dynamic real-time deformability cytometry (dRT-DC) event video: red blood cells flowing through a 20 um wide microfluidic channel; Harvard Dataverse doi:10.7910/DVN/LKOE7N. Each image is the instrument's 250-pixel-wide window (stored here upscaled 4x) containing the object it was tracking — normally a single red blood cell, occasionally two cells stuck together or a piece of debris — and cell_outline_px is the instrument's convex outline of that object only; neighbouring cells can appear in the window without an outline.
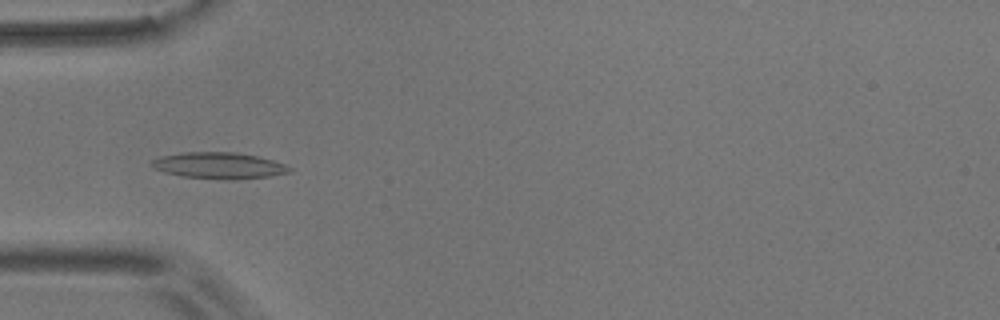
{"species": "common noctule bat (a hibernating species)", "species_latin": "Nyctalus noctula", "temperature_condition": "room temperature", "stored_images_in_passage": 44, "camera_frame_rate_fps": 3000, "um_per_image_px": 0.085, "animal": {"sex": "male", "body_mass_g": 17.9}, "frame": {"image": 1, "passage_image": 6, "time_ms": 1.667, "image_size_px": [1000, 320], "cell_outline_px": [[292, 172], [268, 176], [184, 176], [164, 172], [152, 168], [148, 164], [152, 160], [160, 156], [180, 152], [236, 152], [256, 156], [272, 160], [284, 164], [292, 168]], "centroid_in_image_um": [18.52, 14.0], "position_along_channel_um": 66.5, "area_um2": 19.94}}
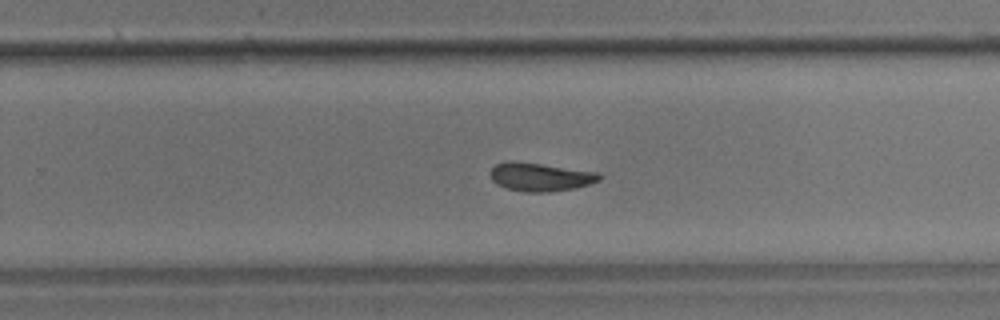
{"frame": {"image": 2, "passage_image": 24, "time_ms": 7.667, "image_size_px": [1000, 320], "cell_outline_px": [[600, 180], [576, 188], [548, 192], [524, 192], [508, 188], [496, 184], [492, 180], [492, 168], [496, 164], [508, 160], [512, 160], [600, 172]], "centroid_in_image_um": [45.93, 15.03], "position_along_channel_um": 283.9, "area_um2": 17.98}}
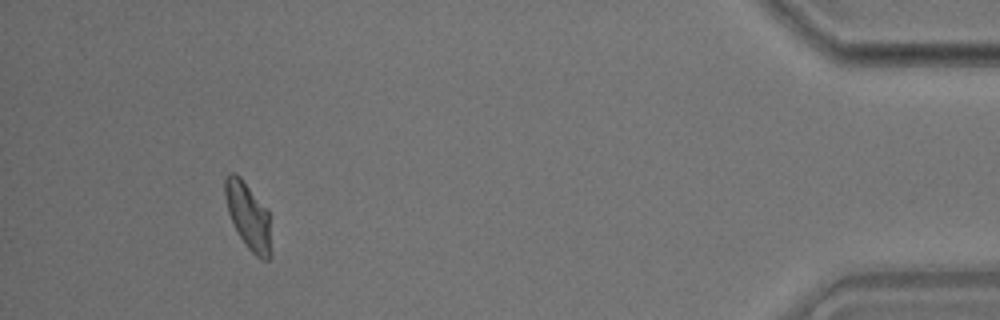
{"frame": {"image": 3, "passage_image": 40, "time_ms": 13.0, "image_size_px": [1000, 320], "cell_outline_px": [[268, 260], [264, 260], [256, 256], [244, 244], [228, 212], [224, 196], [224, 176], [228, 172], [236, 172], [240, 176], [268, 208]], "centroid_in_image_um": [21.03, 18.22], "position_along_channel_um": 414.2, "area_um2": 17.51}, "authors_computed_cell_mechanics": {"area_um2": 17.9469, "velocity_mm_per_s": 3.6294, "shape_relaxation_time_tau1_ms": 6.8181, "shape_relaxation_time_tau2_ms": 3.9569, "deformation_change_tau1": 0.1647, "deformation_change_tau2": 0.0724}}